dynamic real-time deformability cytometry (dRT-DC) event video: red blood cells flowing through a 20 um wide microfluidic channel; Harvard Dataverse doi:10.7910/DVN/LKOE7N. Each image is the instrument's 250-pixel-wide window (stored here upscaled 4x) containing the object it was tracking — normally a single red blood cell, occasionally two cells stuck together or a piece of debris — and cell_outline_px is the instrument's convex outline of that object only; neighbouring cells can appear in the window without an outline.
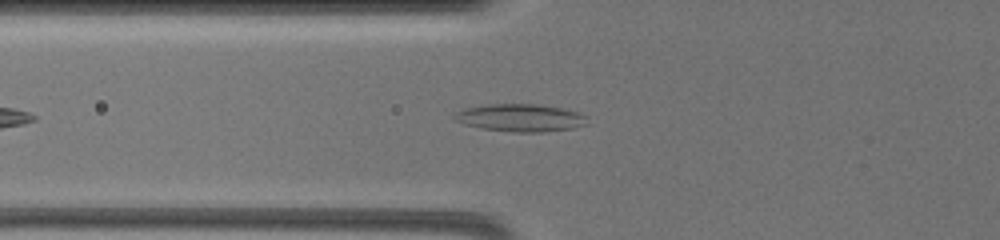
{"species": "common noctule bat (a hibernating species)", "species_latin": "Nyctalus noctula", "temperature_condition": "warm", "stored_images_in_passage": 28, "camera_frame_rate_fps": 3000, "um_per_image_px": 0.085, "animal": {"sex": "female", "body_mass_g": 19.5, "forearm_length_mm": 54.1}, "frame": {"image": 1, "passage_image": 3, "time_ms": 2.0, "image_size_px": [1000, 240], "cell_outline_px": [[588, 124], [572, 128], [540, 132], [512, 132], [480, 128], [464, 124], [456, 120], [452, 116], [452, 112], [464, 108], [492, 104], [532, 104], [560, 108], [576, 112], [588, 116]], "centroid_in_image_um": [44.2, 10.02], "position_along_channel_um": 81.6, "area_um2": 21.33}}
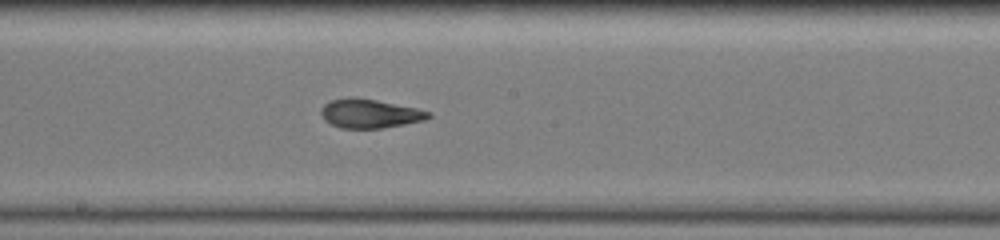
{"frame": {"image": 2, "passage_image": 7, "time_ms": 6.0, "image_size_px": [1000, 240], "cell_outline_px": [[432, 116], [424, 120], [404, 124], [380, 128], [340, 128], [324, 120], [320, 112], [320, 108], [324, 104], [332, 100], [348, 96], [356, 96], [416, 108], [432, 112]], "centroid_in_image_um": [31.4, 9.63], "position_along_channel_um": 216.8, "area_um2": 18.21}}
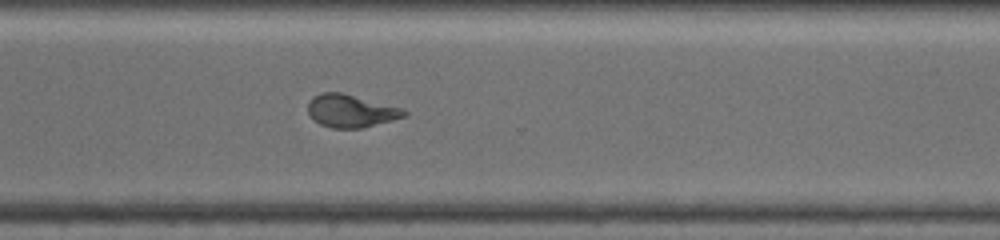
{"frame": {"image": 3, "passage_image": 15, "time_ms": 9.667, "image_size_px": [1000, 240], "cell_outline_px": [[408, 112], [404, 116], [392, 120], [360, 128], [332, 128], [320, 124], [308, 112], [308, 104], [320, 92], [340, 92], [404, 108]], "centroid_in_image_um": [29.85, 9.42], "position_along_channel_um": 340.8, "area_um2": 18.03}, "authors_computed_cell_mechanics": {"area_um2": 18.3226, "velocity_mm_per_s": 3.3926, "shape_relaxation_time_tau1_ms": 6.7004, "shape_relaxation_time_tau2_ms": 1.0357, "deformation_change_tau1": 0.2186, "deformation_change_tau2": 0.0835}}